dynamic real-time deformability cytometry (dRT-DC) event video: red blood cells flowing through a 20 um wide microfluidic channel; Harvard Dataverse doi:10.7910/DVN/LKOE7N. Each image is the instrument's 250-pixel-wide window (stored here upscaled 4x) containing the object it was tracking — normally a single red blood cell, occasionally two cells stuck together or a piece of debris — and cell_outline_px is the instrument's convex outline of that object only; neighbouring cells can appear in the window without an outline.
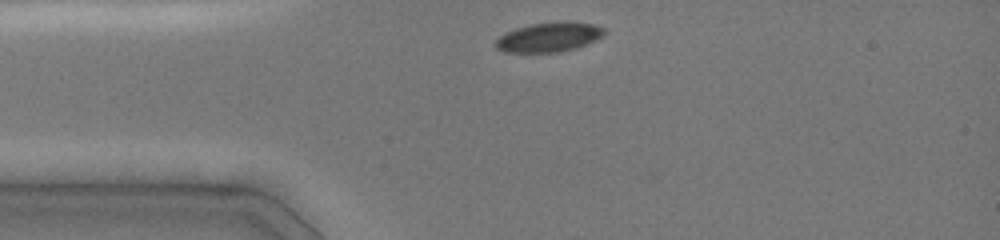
{"species": "common noctule bat (a hibernating species)", "species_latin": "Nyctalus noctula", "temperature_condition": "cold", "stored_images_in_passage": 13, "camera_frame_rate_fps": 3000, "um_per_image_px": 0.085, "animal": {"sex": "female", "body_mass_g": 19.0, "forearm_length_mm": 51.5}, "frame": {"image": 1, "passage_image": 1, "time_ms": 0.0, "image_size_px": [1000, 240], "cell_outline_px": [[604, 36], [596, 40], [576, 48], [560, 52], [504, 52], [496, 48], [492, 44], [504, 32], [528, 24], [556, 20], [568, 20], [592, 24], [604, 28]], "centroid_in_image_um": [46.64, 3.13], "position_along_channel_um": 38.4, "area_um2": 19.19}}
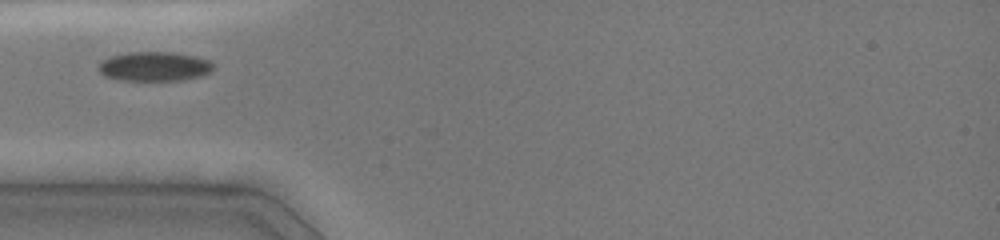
{"frame": {"image": 2, "passage_image": 4, "time_ms": 1.333, "image_size_px": [1000, 240], "cell_outline_px": [[212, 68], [208, 72], [200, 76], [180, 80], [120, 80], [104, 76], [100, 72], [100, 60], [108, 56], [128, 52], [172, 52], [196, 56], [208, 60], [212, 64]], "centroid_in_image_um": [13.07, 5.63], "position_along_channel_um": 71.9, "area_um2": 19.54}}